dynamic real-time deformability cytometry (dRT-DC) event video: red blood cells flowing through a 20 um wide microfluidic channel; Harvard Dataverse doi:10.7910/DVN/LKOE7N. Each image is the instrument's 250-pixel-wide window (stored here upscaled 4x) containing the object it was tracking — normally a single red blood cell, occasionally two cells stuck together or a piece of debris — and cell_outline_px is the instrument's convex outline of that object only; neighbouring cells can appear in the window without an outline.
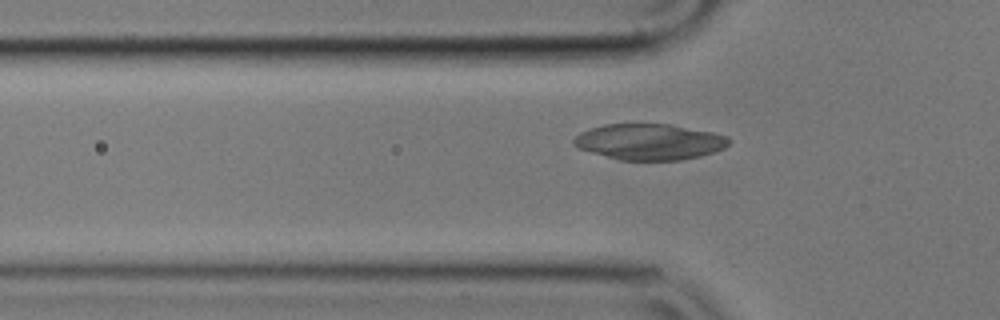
{"species": "common noctule bat (a hibernating species)", "species_latin": "Nyctalus noctula", "temperature_condition": "cold", "stored_images_in_passage": 49, "camera_frame_rate_fps": 3000, "um_per_image_px": 0.085, "animal": {"sex": "male", "body_mass_g": 17.9}, "frame": {"image": 1, "passage_image": 17, "time_ms": 5.333, "image_size_px": [1000, 320], "cell_outline_px": [[732, 140], [724, 148], [700, 156], [680, 160], [620, 160], [592, 152], [580, 148], [572, 144], [572, 140], [580, 132], [604, 124], [672, 124], [712, 132], [728, 136]], "centroid_in_image_um": [55.22, 12.05], "position_along_channel_um": 70.6, "area_um2": 32.43}}
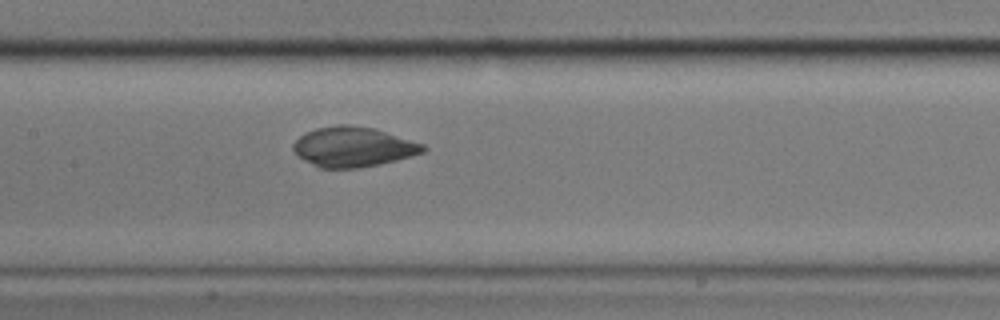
{"frame": {"image": 2, "passage_image": 26, "time_ms": 8.333, "image_size_px": [1000, 320], "cell_outline_px": [[428, 148], [424, 152], [412, 156], [380, 164], [360, 168], [320, 168], [296, 156], [292, 148], [292, 144], [300, 136], [316, 128], [340, 124], [348, 124], [376, 128], [424, 144]], "centroid_in_image_um": [30.03, 12.48], "position_along_channel_um": 177.4, "area_um2": 30.46}}
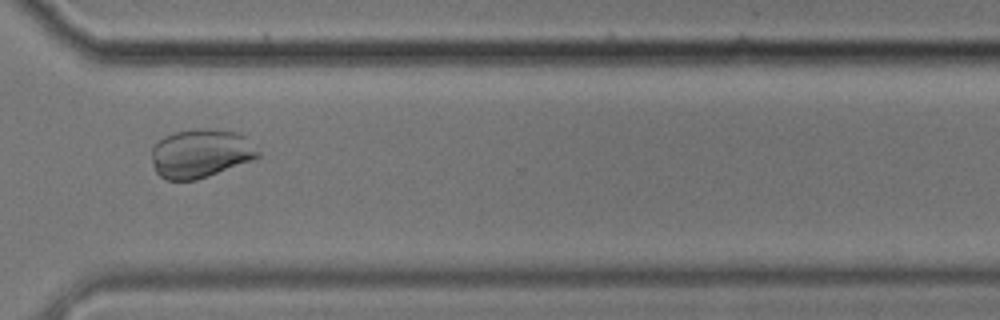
{"frame": {"image": 3, "passage_image": 41, "time_ms": 13.333, "image_size_px": [1000, 320], "cell_outline_px": [[260, 156], [252, 160], [208, 176], [196, 180], [168, 180], [160, 176], [156, 172], [152, 160], [152, 148], [164, 136], [172, 132], [196, 128], [200, 128], [236, 132], [244, 136], [260, 152]], "centroid_in_image_um": [17.04, 13.04], "position_along_channel_um": 353.6, "area_um2": 30.0}}